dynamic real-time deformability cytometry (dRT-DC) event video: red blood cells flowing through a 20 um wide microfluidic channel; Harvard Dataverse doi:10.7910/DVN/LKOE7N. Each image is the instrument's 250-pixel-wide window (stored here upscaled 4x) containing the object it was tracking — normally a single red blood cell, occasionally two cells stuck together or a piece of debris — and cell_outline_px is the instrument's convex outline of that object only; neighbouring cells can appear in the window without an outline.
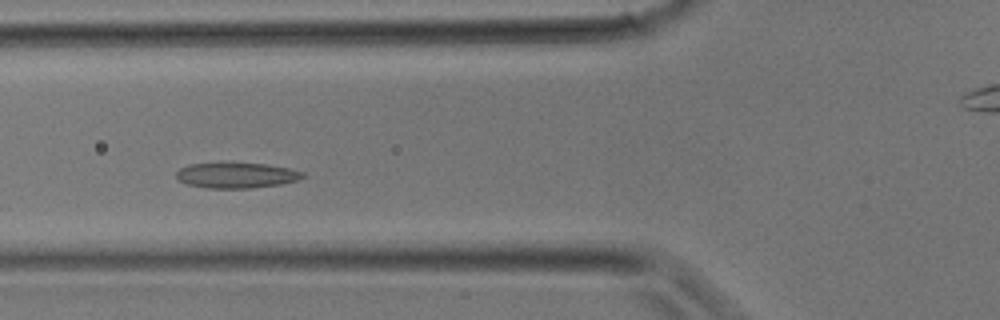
{"species": "common noctule bat (a hibernating species)", "species_latin": "Nyctalus noctula", "temperature_condition": "room temperature", "stored_images_in_passage": 32, "camera_frame_rate_fps": 3000, "um_per_image_px": 0.085, "animal": {"sex": "male", "body_mass_g": 17.9}, "frame": {"image": 1, "passage_image": 10, "time_ms": 3.0, "image_size_px": [1000, 320], "cell_outline_px": [[304, 176], [296, 180], [280, 184], [248, 188], [208, 188], [188, 184], [180, 180], [176, 176], [176, 172], [180, 168], [188, 164], [220, 160], [232, 160], [264, 164], [288, 168], [304, 172]], "centroid_in_image_um": [20.03, 14.84], "position_along_channel_um": 105.8, "area_um2": 19.48}}
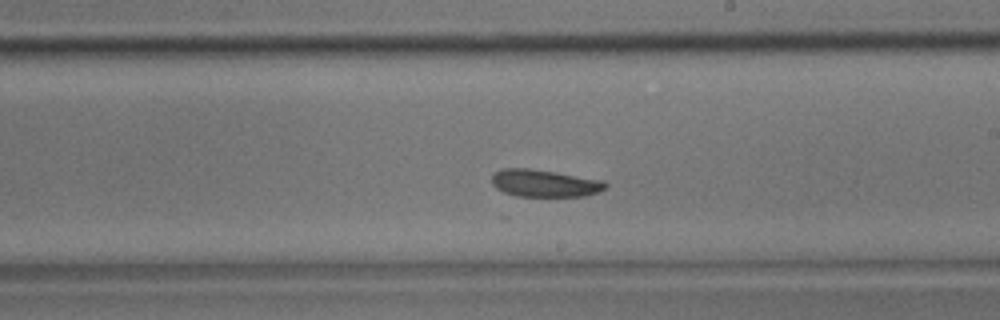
{"frame": {"image": 2, "passage_image": 17, "time_ms": 5.333, "image_size_px": [1000, 320], "cell_outline_px": [[608, 184], [604, 188], [596, 192], [584, 196], [516, 196], [504, 192], [496, 188], [492, 184], [492, 172], [500, 168], [528, 168], [556, 172], [604, 180]], "centroid_in_image_um": [46.24, 15.56], "position_along_channel_um": 242.8, "area_um2": 18.15}}
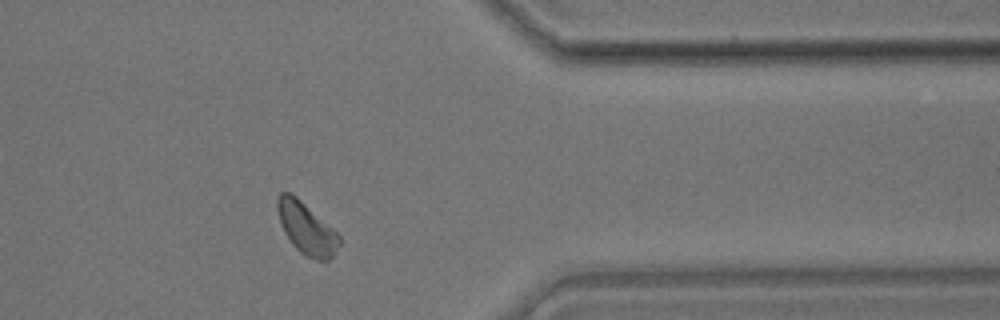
{"frame": {"image": 3, "passage_image": 25, "time_ms": 8.0, "image_size_px": [1000, 320], "cell_outline_px": [[340, 244], [332, 256], [328, 260], [316, 260], [300, 252], [292, 244], [284, 232], [280, 224], [276, 208], [276, 200], [280, 192], [288, 192], [296, 196], [332, 228], [340, 236]], "centroid_in_image_um": [26.02, 19.4], "position_along_channel_um": 385.4, "area_um2": 18.44}}